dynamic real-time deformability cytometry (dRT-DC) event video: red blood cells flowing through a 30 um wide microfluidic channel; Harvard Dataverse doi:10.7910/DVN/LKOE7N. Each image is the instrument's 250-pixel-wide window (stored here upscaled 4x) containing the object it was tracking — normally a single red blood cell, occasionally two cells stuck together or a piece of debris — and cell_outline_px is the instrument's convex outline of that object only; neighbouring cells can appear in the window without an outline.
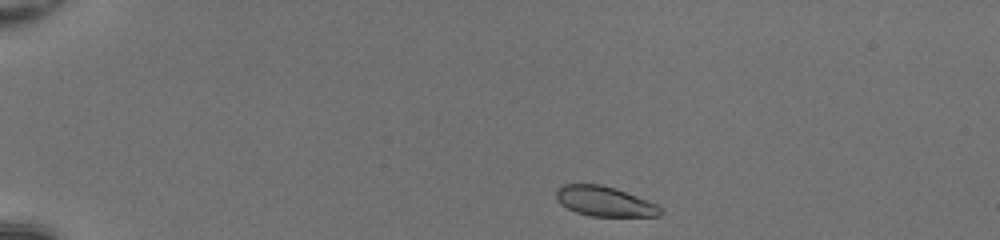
{"species": "common noctule bat (a hibernating species)", "species_latin": "Nyctalus noctula", "temperature_condition": "room temperature", "stored_images_in_passage": 41, "camera_frame_rate_fps": 3000, "um_per_image_px": 0.085, "animal": {"sex": "female", "body_mass_g": 20.0, "forearm_length_mm": 54.0}, "frame": {"image": 1, "passage_image": 1, "time_ms": 0.0, "image_size_px": [1000, 240], "cell_outline_px": [[664, 212], [660, 216], [592, 216], [576, 212], [560, 204], [556, 200], [556, 188], [564, 184], [600, 184], [648, 200], [664, 208]], "centroid_in_image_um": [51.39, 17.12], "position_along_channel_um": 33.6, "area_um2": 18.15}}
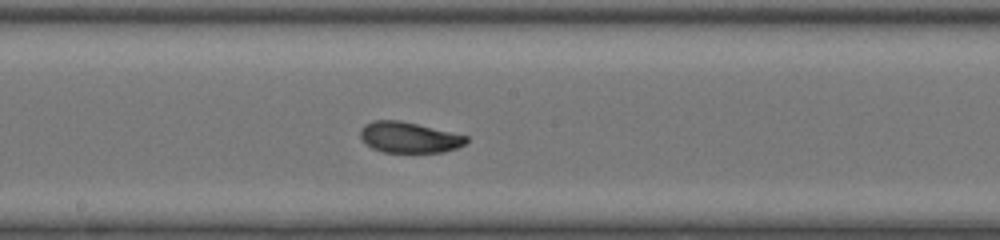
{"frame": {"image": 2, "passage_image": 20, "time_ms": 6.333, "image_size_px": [1000, 240], "cell_outline_px": [[468, 140], [464, 144], [456, 148], [444, 152], [384, 152], [372, 148], [360, 136], [360, 128], [364, 124], [372, 120], [400, 120], [468, 136]], "centroid_in_image_um": [34.75, 11.67], "position_along_channel_um": 213.4, "area_um2": 18.9}}
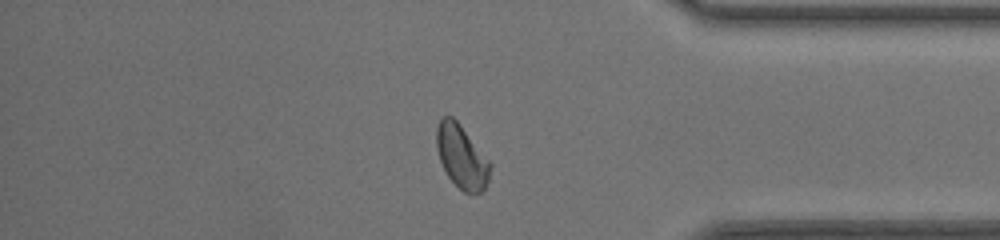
{"frame": {"image": 3, "passage_image": 34, "time_ms": 11.0, "image_size_px": [1000, 240], "cell_outline_px": [[492, 164], [488, 180], [484, 188], [480, 192], [464, 192], [448, 176], [440, 160], [436, 148], [436, 128], [440, 120], [444, 116], [452, 116], [460, 124]], "centroid_in_image_um": [39.23, 13.29], "position_along_channel_um": 396.0, "area_um2": 19.48}, "authors_computed_cell_mechanics": {"area_um2": 19.2474, "velocity_mm_per_s": 4.206, "shape_relaxation_time_tau1_ms": 5.7464, "shape_relaxation_time_tau2_ms": 1.1184, "deformation_change_tau1": 0.175, "deformation_change_tau2": 0.0536}}